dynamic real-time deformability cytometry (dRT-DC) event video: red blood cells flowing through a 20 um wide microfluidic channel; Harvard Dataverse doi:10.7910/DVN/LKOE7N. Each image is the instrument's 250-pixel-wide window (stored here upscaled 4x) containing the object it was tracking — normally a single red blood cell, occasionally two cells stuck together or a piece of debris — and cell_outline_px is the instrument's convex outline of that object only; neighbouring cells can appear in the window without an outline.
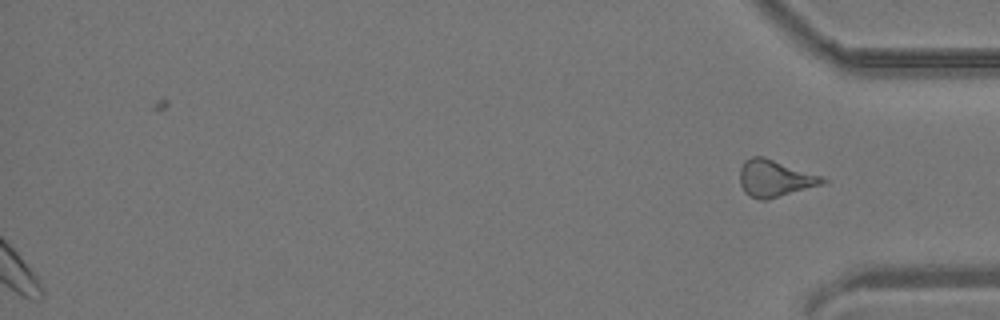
{"species": "common noctule bat (a hibernating species)", "species_latin": "Nyctalus noctula", "temperature_condition": "room temperature", "stored_images_in_passage": 35, "segment_of_instrument_passage": [2, 2], "camera_frame_rate_fps": 3000, "um_per_image_px": 0.085, "animal": {"sex": "male", "body_mass_g": 19.2, "forearm_length_mm": 51.8}, "frame": {"image": 1, "passage_image": 35, "time_ms": 11.333, "image_size_px": [1000, 320], "cell_outline_px": [[828, 180], [820, 184], [768, 200], [760, 200], [748, 196], [744, 192], [740, 184], [740, 168], [744, 160], [752, 156], [764, 156], [820, 176]], "centroid_in_image_um": [65.78, 15.16], "position_along_channel_um": 369.4, "area_um2": 17.57}}